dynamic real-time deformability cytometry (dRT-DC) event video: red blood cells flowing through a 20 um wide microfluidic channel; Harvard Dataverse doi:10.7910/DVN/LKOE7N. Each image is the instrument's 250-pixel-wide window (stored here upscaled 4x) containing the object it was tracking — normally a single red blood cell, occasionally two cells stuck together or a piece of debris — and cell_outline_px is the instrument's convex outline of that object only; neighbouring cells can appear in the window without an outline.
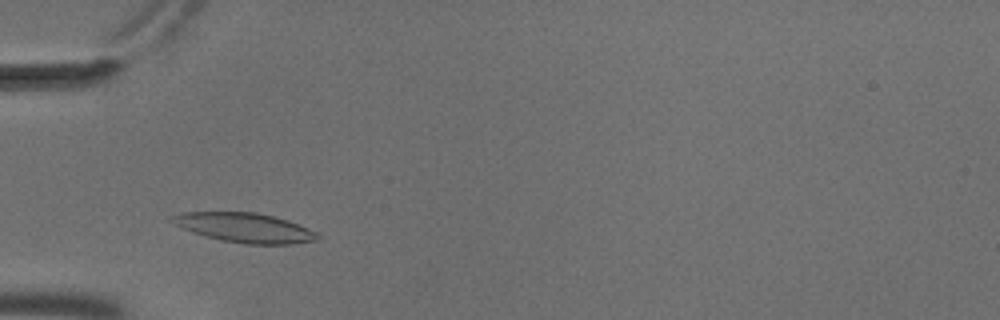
{"species": "common noctule bat (a hibernating species)", "species_latin": "Nyctalus noctula", "temperature_condition": "cold", "stored_images_in_passage": 3, "camera_frame_rate_fps": 3000, "um_per_image_px": 0.085, "animal": {"sex": "male", "body_mass_g": 18.8}, "frame": {"image": 1, "passage_image": 2, "time_ms": 0.333, "image_size_px": [1000, 320], "cell_outline_px": [[320, 240], [292, 244], [248, 244], [224, 240], [192, 232], [176, 224], [172, 220], [172, 216], [180, 212], [256, 212], [288, 220], [308, 228], [316, 232], [320, 236]], "centroid_in_image_um": [20.87, 19.35], "position_along_channel_um": 64.1, "area_um2": 24.68}}
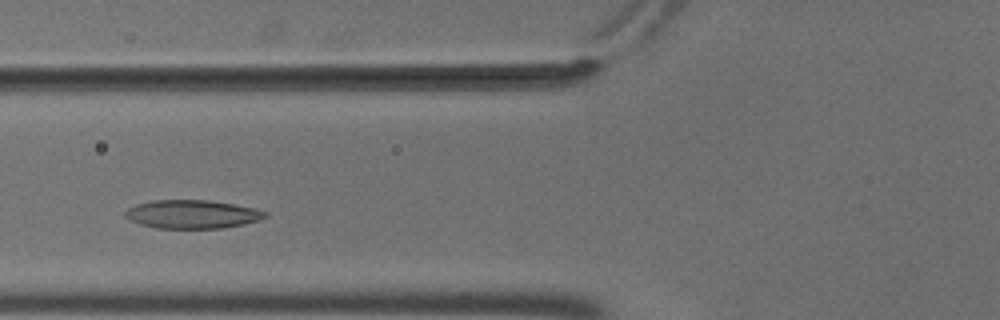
{"frame": {"image": 2, "passage_image": 3, "time_ms": 0.667, "image_size_px": [1000, 320], "cell_outline_px": [[268, 216], [260, 220], [244, 224], [224, 228], [156, 228], [140, 224], [124, 216], [124, 212], [128, 208], [136, 204], [152, 200], [208, 200], [232, 204], [252, 208], [268, 212]], "centroid_in_image_um": [16.33, 18.21], "position_along_channel_um": 109.5, "area_um2": 23.18}}